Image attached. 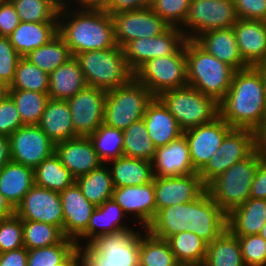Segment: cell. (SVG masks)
Masks as SVG:
<instances>
[{
  "mask_svg": "<svg viewBox=\"0 0 266 266\" xmlns=\"http://www.w3.org/2000/svg\"><path fill=\"white\" fill-rule=\"evenodd\" d=\"M219 116L232 128L256 131L266 119V95L260 71L249 66L237 70L219 103Z\"/></svg>",
  "mask_w": 266,
  "mask_h": 266,
  "instance_id": "1",
  "label": "cell"
},
{
  "mask_svg": "<svg viewBox=\"0 0 266 266\" xmlns=\"http://www.w3.org/2000/svg\"><path fill=\"white\" fill-rule=\"evenodd\" d=\"M71 9V10H69ZM64 8L58 14V34L72 56L89 50L115 47L114 25L103 9Z\"/></svg>",
  "mask_w": 266,
  "mask_h": 266,
  "instance_id": "2",
  "label": "cell"
},
{
  "mask_svg": "<svg viewBox=\"0 0 266 266\" xmlns=\"http://www.w3.org/2000/svg\"><path fill=\"white\" fill-rule=\"evenodd\" d=\"M146 230L132 227L100 235L77 247L79 261L83 266H139L140 236Z\"/></svg>",
  "mask_w": 266,
  "mask_h": 266,
  "instance_id": "3",
  "label": "cell"
},
{
  "mask_svg": "<svg viewBox=\"0 0 266 266\" xmlns=\"http://www.w3.org/2000/svg\"><path fill=\"white\" fill-rule=\"evenodd\" d=\"M187 85L220 103L235 70L206 52L194 40L185 41Z\"/></svg>",
  "mask_w": 266,
  "mask_h": 266,
  "instance_id": "4",
  "label": "cell"
},
{
  "mask_svg": "<svg viewBox=\"0 0 266 266\" xmlns=\"http://www.w3.org/2000/svg\"><path fill=\"white\" fill-rule=\"evenodd\" d=\"M87 86L110 91L130 82L134 73L129 68L123 48L89 50L75 56Z\"/></svg>",
  "mask_w": 266,
  "mask_h": 266,
  "instance_id": "5",
  "label": "cell"
},
{
  "mask_svg": "<svg viewBox=\"0 0 266 266\" xmlns=\"http://www.w3.org/2000/svg\"><path fill=\"white\" fill-rule=\"evenodd\" d=\"M259 163L260 153L255 150L206 186L211 198L227 215L250 198L251 185Z\"/></svg>",
  "mask_w": 266,
  "mask_h": 266,
  "instance_id": "6",
  "label": "cell"
},
{
  "mask_svg": "<svg viewBox=\"0 0 266 266\" xmlns=\"http://www.w3.org/2000/svg\"><path fill=\"white\" fill-rule=\"evenodd\" d=\"M157 98L183 131L211 122L219 116V103L188 85L168 90Z\"/></svg>",
  "mask_w": 266,
  "mask_h": 266,
  "instance_id": "7",
  "label": "cell"
},
{
  "mask_svg": "<svg viewBox=\"0 0 266 266\" xmlns=\"http://www.w3.org/2000/svg\"><path fill=\"white\" fill-rule=\"evenodd\" d=\"M154 96L135 78L127 84L106 92L104 124L125 130L143 118L147 105Z\"/></svg>",
  "mask_w": 266,
  "mask_h": 266,
  "instance_id": "8",
  "label": "cell"
},
{
  "mask_svg": "<svg viewBox=\"0 0 266 266\" xmlns=\"http://www.w3.org/2000/svg\"><path fill=\"white\" fill-rule=\"evenodd\" d=\"M134 78L154 97L187 86L185 44L173 55L147 61L134 73Z\"/></svg>",
  "mask_w": 266,
  "mask_h": 266,
  "instance_id": "9",
  "label": "cell"
},
{
  "mask_svg": "<svg viewBox=\"0 0 266 266\" xmlns=\"http://www.w3.org/2000/svg\"><path fill=\"white\" fill-rule=\"evenodd\" d=\"M238 19L233 0H191L180 29L186 39L194 40L204 32L233 27Z\"/></svg>",
  "mask_w": 266,
  "mask_h": 266,
  "instance_id": "10",
  "label": "cell"
},
{
  "mask_svg": "<svg viewBox=\"0 0 266 266\" xmlns=\"http://www.w3.org/2000/svg\"><path fill=\"white\" fill-rule=\"evenodd\" d=\"M256 150V132L245 128H232L223 139L207 165L199 172L205 186L223 174L233 164L249 157Z\"/></svg>",
  "mask_w": 266,
  "mask_h": 266,
  "instance_id": "11",
  "label": "cell"
},
{
  "mask_svg": "<svg viewBox=\"0 0 266 266\" xmlns=\"http://www.w3.org/2000/svg\"><path fill=\"white\" fill-rule=\"evenodd\" d=\"M180 27L169 26L162 34L128 42L123 51L129 68L135 73L144 63L156 57L175 54L186 41Z\"/></svg>",
  "mask_w": 266,
  "mask_h": 266,
  "instance_id": "12",
  "label": "cell"
},
{
  "mask_svg": "<svg viewBox=\"0 0 266 266\" xmlns=\"http://www.w3.org/2000/svg\"><path fill=\"white\" fill-rule=\"evenodd\" d=\"M111 17L115 43L121 48L130 41L160 35L170 26L150 6L112 14Z\"/></svg>",
  "mask_w": 266,
  "mask_h": 266,
  "instance_id": "13",
  "label": "cell"
},
{
  "mask_svg": "<svg viewBox=\"0 0 266 266\" xmlns=\"http://www.w3.org/2000/svg\"><path fill=\"white\" fill-rule=\"evenodd\" d=\"M10 158L35 169L55 153V144L38 125H23L9 136Z\"/></svg>",
  "mask_w": 266,
  "mask_h": 266,
  "instance_id": "14",
  "label": "cell"
},
{
  "mask_svg": "<svg viewBox=\"0 0 266 266\" xmlns=\"http://www.w3.org/2000/svg\"><path fill=\"white\" fill-rule=\"evenodd\" d=\"M106 91L86 86L67 100L74 133L89 137L104 122Z\"/></svg>",
  "mask_w": 266,
  "mask_h": 266,
  "instance_id": "15",
  "label": "cell"
},
{
  "mask_svg": "<svg viewBox=\"0 0 266 266\" xmlns=\"http://www.w3.org/2000/svg\"><path fill=\"white\" fill-rule=\"evenodd\" d=\"M22 221H37L57 226L63 232V206L59 192L34 185L15 208Z\"/></svg>",
  "mask_w": 266,
  "mask_h": 266,
  "instance_id": "16",
  "label": "cell"
},
{
  "mask_svg": "<svg viewBox=\"0 0 266 266\" xmlns=\"http://www.w3.org/2000/svg\"><path fill=\"white\" fill-rule=\"evenodd\" d=\"M232 127L220 116L213 121L183 131L188 144L190 159L196 172H200L216 153Z\"/></svg>",
  "mask_w": 266,
  "mask_h": 266,
  "instance_id": "17",
  "label": "cell"
},
{
  "mask_svg": "<svg viewBox=\"0 0 266 266\" xmlns=\"http://www.w3.org/2000/svg\"><path fill=\"white\" fill-rule=\"evenodd\" d=\"M60 196L63 206V234L74 240L77 247L83 245V239L87 240V225L96 206L84 197L76 182L60 192Z\"/></svg>",
  "mask_w": 266,
  "mask_h": 266,
  "instance_id": "18",
  "label": "cell"
},
{
  "mask_svg": "<svg viewBox=\"0 0 266 266\" xmlns=\"http://www.w3.org/2000/svg\"><path fill=\"white\" fill-rule=\"evenodd\" d=\"M112 200L123 210L126 216L135 217L134 223L147 229L156 217L154 182L144 185L114 187ZM131 214V215H130Z\"/></svg>",
  "mask_w": 266,
  "mask_h": 266,
  "instance_id": "19",
  "label": "cell"
},
{
  "mask_svg": "<svg viewBox=\"0 0 266 266\" xmlns=\"http://www.w3.org/2000/svg\"><path fill=\"white\" fill-rule=\"evenodd\" d=\"M156 215L166 207L189 203L205 190L199 173L179 177H154Z\"/></svg>",
  "mask_w": 266,
  "mask_h": 266,
  "instance_id": "20",
  "label": "cell"
},
{
  "mask_svg": "<svg viewBox=\"0 0 266 266\" xmlns=\"http://www.w3.org/2000/svg\"><path fill=\"white\" fill-rule=\"evenodd\" d=\"M187 227L188 231L198 235L209 244L228 228L227 214L205 190L192 201V216Z\"/></svg>",
  "mask_w": 266,
  "mask_h": 266,
  "instance_id": "21",
  "label": "cell"
},
{
  "mask_svg": "<svg viewBox=\"0 0 266 266\" xmlns=\"http://www.w3.org/2000/svg\"><path fill=\"white\" fill-rule=\"evenodd\" d=\"M55 154L76 179L100 167L99 158L89 137H75L55 144Z\"/></svg>",
  "mask_w": 266,
  "mask_h": 266,
  "instance_id": "22",
  "label": "cell"
},
{
  "mask_svg": "<svg viewBox=\"0 0 266 266\" xmlns=\"http://www.w3.org/2000/svg\"><path fill=\"white\" fill-rule=\"evenodd\" d=\"M152 162L154 177H179L198 173L194 170L185 135L156 148Z\"/></svg>",
  "mask_w": 266,
  "mask_h": 266,
  "instance_id": "23",
  "label": "cell"
},
{
  "mask_svg": "<svg viewBox=\"0 0 266 266\" xmlns=\"http://www.w3.org/2000/svg\"><path fill=\"white\" fill-rule=\"evenodd\" d=\"M233 31L240 55L248 66L266 63V21L239 18Z\"/></svg>",
  "mask_w": 266,
  "mask_h": 266,
  "instance_id": "24",
  "label": "cell"
},
{
  "mask_svg": "<svg viewBox=\"0 0 266 266\" xmlns=\"http://www.w3.org/2000/svg\"><path fill=\"white\" fill-rule=\"evenodd\" d=\"M194 41L206 52L226 63L235 71L249 67L240 55L233 27L204 32Z\"/></svg>",
  "mask_w": 266,
  "mask_h": 266,
  "instance_id": "25",
  "label": "cell"
},
{
  "mask_svg": "<svg viewBox=\"0 0 266 266\" xmlns=\"http://www.w3.org/2000/svg\"><path fill=\"white\" fill-rule=\"evenodd\" d=\"M143 120L156 148L165 146L183 135V130L173 115L157 97L147 105Z\"/></svg>",
  "mask_w": 266,
  "mask_h": 266,
  "instance_id": "26",
  "label": "cell"
},
{
  "mask_svg": "<svg viewBox=\"0 0 266 266\" xmlns=\"http://www.w3.org/2000/svg\"><path fill=\"white\" fill-rule=\"evenodd\" d=\"M57 34L58 22H20L8 38L16 52L25 57Z\"/></svg>",
  "mask_w": 266,
  "mask_h": 266,
  "instance_id": "27",
  "label": "cell"
},
{
  "mask_svg": "<svg viewBox=\"0 0 266 266\" xmlns=\"http://www.w3.org/2000/svg\"><path fill=\"white\" fill-rule=\"evenodd\" d=\"M266 223V199L249 198L227 215V227L235 236L259 234Z\"/></svg>",
  "mask_w": 266,
  "mask_h": 266,
  "instance_id": "28",
  "label": "cell"
},
{
  "mask_svg": "<svg viewBox=\"0 0 266 266\" xmlns=\"http://www.w3.org/2000/svg\"><path fill=\"white\" fill-rule=\"evenodd\" d=\"M38 126L54 144L78 137L74 133L68 103L64 100L50 98Z\"/></svg>",
  "mask_w": 266,
  "mask_h": 266,
  "instance_id": "29",
  "label": "cell"
},
{
  "mask_svg": "<svg viewBox=\"0 0 266 266\" xmlns=\"http://www.w3.org/2000/svg\"><path fill=\"white\" fill-rule=\"evenodd\" d=\"M35 185L34 169L10 160L0 170V193L15 209Z\"/></svg>",
  "mask_w": 266,
  "mask_h": 266,
  "instance_id": "30",
  "label": "cell"
},
{
  "mask_svg": "<svg viewBox=\"0 0 266 266\" xmlns=\"http://www.w3.org/2000/svg\"><path fill=\"white\" fill-rule=\"evenodd\" d=\"M86 86L80 64L73 56L49 75L48 96L67 101Z\"/></svg>",
  "mask_w": 266,
  "mask_h": 266,
  "instance_id": "31",
  "label": "cell"
},
{
  "mask_svg": "<svg viewBox=\"0 0 266 266\" xmlns=\"http://www.w3.org/2000/svg\"><path fill=\"white\" fill-rule=\"evenodd\" d=\"M114 187L147 184L154 179L152 162L128 156H120L107 163Z\"/></svg>",
  "mask_w": 266,
  "mask_h": 266,
  "instance_id": "32",
  "label": "cell"
},
{
  "mask_svg": "<svg viewBox=\"0 0 266 266\" xmlns=\"http://www.w3.org/2000/svg\"><path fill=\"white\" fill-rule=\"evenodd\" d=\"M125 217L127 218L122 208L112 199L96 206L89 219L87 241L83 245L89 244L100 235L132 228L129 224H124Z\"/></svg>",
  "mask_w": 266,
  "mask_h": 266,
  "instance_id": "33",
  "label": "cell"
},
{
  "mask_svg": "<svg viewBox=\"0 0 266 266\" xmlns=\"http://www.w3.org/2000/svg\"><path fill=\"white\" fill-rule=\"evenodd\" d=\"M192 201L161 209L147 230L155 237L168 240L179 232L188 231L191 221Z\"/></svg>",
  "mask_w": 266,
  "mask_h": 266,
  "instance_id": "34",
  "label": "cell"
},
{
  "mask_svg": "<svg viewBox=\"0 0 266 266\" xmlns=\"http://www.w3.org/2000/svg\"><path fill=\"white\" fill-rule=\"evenodd\" d=\"M202 266H245L237 236L227 228L219 237L207 244Z\"/></svg>",
  "mask_w": 266,
  "mask_h": 266,
  "instance_id": "35",
  "label": "cell"
},
{
  "mask_svg": "<svg viewBox=\"0 0 266 266\" xmlns=\"http://www.w3.org/2000/svg\"><path fill=\"white\" fill-rule=\"evenodd\" d=\"M75 182L80 187L84 197L95 206L102 205L106 200L112 199L114 185L110 169L105 163L88 174L79 176Z\"/></svg>",
  "mask_w": 266,
  "mask_h": 266,
  "instance_id": "36",
  "label": "cell"
},
{
  "mask_svg": "<svg viewBox=\"0 0 266 266\" xmlns=\"http://www.w3.org/2000/svg\"><path fill=\"white\" fill-rule=\"evenodd\" d=\"M177 262L181 266H202L207 251V243L190 231L179 232L168 240Z\"/></svg>",
  "mask_w": 266,
  "mask_h": 266,
  "instance_id": "37",
  "label": "cell"
},
{
  "mask_svg": "<svg viewBox=\"0 0 266 266\" xmlns=\"http://www.w3.org/2000/svg\"><path fill=\"white\" fill-rule=\"evenodd\" d=\"M74 182L75 178L55 153L34 169L35 185L51 191L60 193Z\"/></svg>",
  "mask_w": 266,
  "mask_h": 266,
  "instance_id": "38",
  "label": "cell"
},
{
  "mask_svg": "<svg viewBox=\"0 0 266 266\" xmlns=\"http://www.w3.org/2000/svg\"><path fill=\"white\" fill-rule=\"evenodd\" d=\"M72 56L69 46L62 37L57 34L43 46L30 52L27 58L32 64L50 75L60 65L68 61Z\"/></svg>",
  "mask_w": 266,
  "mask_h": 266,
  "instance_id": "39",
  "label": "cell"
},
{
  "mask_svg": "<svg viewBox=\"0 0 266 266\" xmlns=\"http://www.w3.org/2000/svg\"><path fill=\"white\" fill-rule=\"evenodd\" d=\"M139 266H181L167 240L153 236L148 230L140 236Z\"/></svg>",
  "mask_w": 266,
  "mask_h": 266,
  "instance_id": "40",
  "label": "cell"
},
{
  "mask_svg": "<svg viewBox=\"0 0 266 266\" xmlns=\"http://www.w3.org/2000/svg\"><path fill=\"white\" fill-rule=\"evenodd\" d=\"M155 151L156 147L149 137L143 118L123 130L124 156L152 161Z\"/></svg>",
  "mask_w": 266,
  "mask_h": 266,
  "instance_id": "41",
  "label": "cell"
},
{
  "mask_svg": "<svg viewBox=\"0 0 266 266\" xmlns=\"http://www.w3.org/2000/svg\"><path fill=\"white\" fill-rule=\"evenodd\" d=\"M24 125H38L50 97L48 93L9 90Z\"/></svg>",
  "mask_w": 266,
  "mask_h": 266,
  "instance_id": "42",
  "label": "cell"
},
{
  "mask_svg": "<svg viewBox=\"0 0 266 266\" xmlns=\"http://www.w3.org/2000/svg\"><path fill=\"white\" fill-rule=\"evenodd\" d=\"M94 149L103 163L123 156V130L101 124L94 133L89 136Z\"/></svg>",
  "mask_w": 266,
  "mask_h": 266,
  "instance_id": "43",
  "label": "cell"
},
{
  "mask_svg": "<svg viewBox=\"0 0 266 266\" xmlns=\"http://www.w3.org/2000/svg\"><path fill=\"white\" fill-rule=\"evenodd\" d=\"M10 90H29L49 92V75L32 64L27 58L21 57L17 63L15 77Z\"/></svg>",
  "mask_w": 266,
  "mask_h": 266,
  "instance_id": "44",
  "label": "cell"
},
{
  "mask_svg": "<svg viewBox=\"0 0 266 266\" xmlns=\"http://www.w3.org/2000/svg\"><path fill=\"white\" fill-rule=\"evenodd\" d=\"M76 250V242L64 237L55 245L27 250V266H59Z\"/></svg>",
  "mask_w": 266,
  "mask_h": 266,
  "instance_id": "45",
  "label": "cell"
},
{
  "mask_svg": "<svg viewBox=\"0 0 266 266\" xmlns=\"http://www.w3.org/2000/svg\"><path fill=\"white\" fill-rule=\"evenodd\" d=\"M23 244L27 250L43 248L59 243L65 236L52 224L37 221H22Z\"/></svg>",
  "mask_w": 266,
  "mask_h": 266,
  "instance_id": "46",
  "label": "cell"
},
{
  "mask_svg": "<svg viewBox=\"0 0 266 266\" xmlns=\"http://www.w3.org/2000/svg\"><path fill=\"white\" fill-rule=\"evenodd\" d=\"M20 22H58L59 8L50 0H11Z\"/></svg>",
  "mask_w": 266,
  "mask_h": 266,
  "instance_id": "47",
  "label": "cell"
},
{
  "mask_svg": "<svg viewBox=\"0 0 266 266\" xmlns=\"http://www.w3.org/2000/svg\"><path fill=\"white\" fill-rule=\"evenodd\" d=\"M191 0H152L151 9L168 25L181 27L189 10Z\"/></svg>",
  "mask_w": 266,
  "mask_h": 266,
  "instance_id": "48",
  "label": "cell"
},
{
  "mask_svg": "<svg viewBox=\"0 0 266 266\" xmlns=\"http://www.w3.org/2000/svg\"><path fill=\"white\" fill-rule=\"evenodd\" d=\"M22 247V220L16 214L0 219V253Z\"/></svg>",
  "mask_w": 266,
  "mask_h": 266,
  "instance_id": "49",
  "label": "cell"
},
{
  "mask_svg": "<svg viewBox=\"0 0 266 266\" xmlns=\"http://www.w3.org/2000/svg\"><path fill=\"white\" fill-rule=\"evenodd\" d=\"M237 238L245 266H266V241L259 234Z\"/></svg>",
  "mask_w": 266,
  "mask_h": 266,
  "instance_id": "50",
  "label": "cell"
},
{
  "mask_svg": "<svg viewBox=\"0 0 266 266\" xmlns=\"http://www.w3.org/2000/svg\"><path fill=\"white\" fill-rule=\"evenodd\" d=\"M20 58L9 38L0 36V82L11 85Z\"/></svg>",
  "mask_w": 266,
  "mask_h": 266,
  "instance_id": "51",
  "label": "cell"
},
{
  "mask_svg": "<svg viewBox=\"0 0 266 266\" xmlns=\"http://www.w3.org/2000/svg\"><path fill=\"white\" fill-rule=\"evenodd\" d=\"M23 125L16 104L9 95L0 103V134L9 137Z\"/></svg>",
  "mask_w": 266,
  "mask_h": 266,
  "instance_id": "52",
  "label": "cell"
},
{
  "mask_svg": "<svg viewBox=\"0 0 266 266\" xmlns=\"http://www.w3.org/2000/svg\"><path fill=\"white\" fill-rule=\"evenodd\" d=\"M238 18L266 21V0H233Z\"/></svg>",
  "mask_w": 266,
  "mask_h": 266,
  "instance_id": "53",
  "label": "cell"
},
{
  "mask_svg": "<svg viewBox=\"0 0 266 266\" xmlns=\"http://www.w3.org/2000/svg\"><path fill=\"white\" fill-rule=\"evenodd\" d=\"M20 19L12 2L0 5V36L8 37L19 25Z\"/></svg>",
  "mask_w": 266,
  "mask_h": 266,
  "instance_id": "54",
  "label": "cell"
},
{
  "mask_svg": "<svg viewBox=\"0 0 266 266\" xmlns=\"http://www.w3.org/2000/svg\"><path fill=\"white\" fill-rule=\"evenodd\" d=\"M150 5V0H107L102 9L112 15L123 11L143 9Z\"/></svg>",
  "mask_w": 266,
  "mask_h": 266,
  "instance_id": "55",
  "label": "cell"
},
{
  "mask_svg": "<svg viewBox=\"0 0 266 266\" xmlns=\"http://www.w3.org/2000/svg\"><path fill=\"white\" fill-rule=\"evenodd\" d=\"M250 198L266 199V155L260 154V163L251 185Z\"/></svg>",
  "mask_w": 266,
  "mask_h": 266,
  "instance_id": "56",
  "label": "cell"
},
{
  "mask_svg": "<svg viewBox=\"0 0 266 266\" xmlns=\"http://www.w3.org/2000/svg\"><path fill=\"white\" fill-rule=\"evenodd\" d=\"M0 266H27L25 247L0 253Z\"/></svg>",
  "mask_w": 266,
  "mask_h": 266,
  "instance_id": "57",
  "label": "cell"
},
{
  "mask_svg": "<svg viewBox=\"0 0 266 266\" xmlns=\"http://www.w3.org/2000/svg\"><path fill=\"white\" fill-rule=\"evenodd\" d=\"M11 160L9 137L0 134V170Z\"/></svg>",
  "mask_w": 266,
  "mask_h": 266,
  "instance_id": "58",
  "label": "cell"
},
{
  "mask_svg": "<svg viewBox=\"0 0 266 266\" xmlns=\"http://www.w3.org/2000/svg\"><path fill=\"white\" fill-rule=\"evenodd\" d=\"M256 132V150L261 155H266V119Z\"/></svg>",
  "mask_w": 266,
  "mask_h": 266,
  "instance_id": "59",
  "label": "cell"
},
{
  "mask_svg": "<svg viewBox=\"0 0 266 266\" xmlns=\"http://www.w3.org/2000/svg\"><path fill=\"white\" fill-rule=\"evenodd\" d=\"M107 0H75V5L77 7L73 8H92V9H102Z\"/></svg>",
  "mask_w": 266,
  "mask_h": 266,
  "instance_id": "60",
  "label": "cell"
},
{
  "mask_svg": "<svg viewBox=\"0 0 266 266\" xmlns=\"http://www.w3.org/2000/svg\"><path fill=\"white\" fill-rule=\"evenodd\" d=\"M15 214V209L9 204L6 198L0 193V219Z\"/></svg>",
  "mask_w": 266,
  "mask_h": 266,
  "instance_id": "61",
  "label": "cell"
},
{
  "mask_svg": "<svg viewBox=\"0 0 266 266\" xmlns=\"http://www.w3.org/2000/svg\"><path fill=\"white\" fill-rule=\"evenodd\" d=\"M79 262V253L76 250L62 265L59 266H75Z\"/></svg>",
  "mask_w": 266,
  "mask_h": 266,
  "instance_id": "62",
  "label": "cell"
},
{
  "mask_svg": "<svg viewBox=\"0 0 266 266\" xmlns=\"http://www.w3.org/2000/svg\"><path fill=\"white\" fill-rule=\"evenodd\" d=\"M56 7L59 9H64V8H71V4H75V0H50ZM70 1V2H69ZM74 1V2H73ZM69 2V3H68Z\"/></svg>",
  "mask_w": 266,
  "mask_h": 266,
  "instance_id": "63",
  "label": "cell"
},
{
  "mask_svg": "<svg viewBox=\"0 0 266 266\" xmlns=\"http://www.w3.org/2000/svg\"><path fill=\"white\" fill-rule=\"evenodd\" d=\"M10 87L8 84L0 82V103L9 96Z\"/></svg>",
  "mask_w": 266,
  "mask_h": 266,
  "instance_id": "64",
  "label": "cell"
},
{
  "mask_svg": "<svg viewBox=\"0 0 266 266\" xmlns=\"http://www.w3.org/2000/svg\"><path fill=\"white\" fill-rule=\"evenodd\" d=\"M261 74L263 83H264V90H265V95H266V63L259 64L255 66Z\"/></svg>",
  "mask_w": 266,
  "mask_h": 266,
  "instance_id": "65",
  "label": "cell"
},
{
  "mask_svg": "<svg viewBox=\"0 0 266 266\" xmlns=\"http://www.w3.org/2000/svg\"><path fill=\"white\" fill-rule=\"evenodd\" d=\"M259 235L266 241V223L263 226V228L261 229Z\"/></svg>",
  "mask_w": 266,
  "mask_h": 266,
  "instance_id": "66",
  "label": "cell"
},
{
  "mask_svg": "<svg viewBox=\"0 0 266 266\" xmlns=\"http://www.w3.org/2000/svg\"><path fill=\"white\" fill-rule=\"evenodd\" d=\"M9 2H11V0H0V5L5 4V3H9Z\"/></svg>",
  "mask_w": 266,
  "mask_h": 266,
  "instance_id": "67",
  "label": "cell"
},
{
  "mask_svg": "<svg viewBox=\"0 0 266 266\" xmlns=\"http://www.w3.org/2000/svg\"><path fill=\"white\" fill-rule=\"evenodd\" d=\"M75 266H83L81 262L79 261Z\"/></svg>",
  "mask_w": 266,
  "mask_h": 266,
  "instance_id": "68",
  "label": "cell"
}]
</instances>
